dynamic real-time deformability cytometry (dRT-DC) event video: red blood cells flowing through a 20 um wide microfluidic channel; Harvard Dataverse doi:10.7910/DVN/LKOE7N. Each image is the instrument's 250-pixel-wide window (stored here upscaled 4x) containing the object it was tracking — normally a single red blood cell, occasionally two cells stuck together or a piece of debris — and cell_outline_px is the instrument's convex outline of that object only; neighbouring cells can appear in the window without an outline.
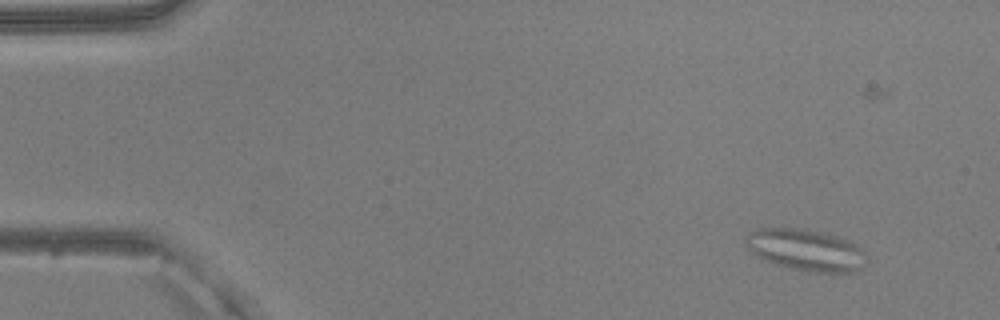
{"species": "common noctule bat (a hibernating species)", "species_latin": "Nyctalus noctula", "temperature_condition": "warm", "stored_images_in_passage": 53, "camera_frame_rate_fps": 3000, "um_per_image_px": 0.085, "animal": {"sex": "male", "body_mass_g": 20.5, "forearm_length_mm": 52.5}, "frame": {"image": 1, "passage_image": 6, "time_ms": 1.667, "image_size_px": [1000, 320], "cell_outline_px": [[868, 264], [864, 268], [856, 272], [808, 272], [760, 260], [748, 248], [744, 240], [748, 232], [760, 228], [800, 228], [820, 232], [836, 236], [860, 244], [868, 260]], "centroid_in_image_um": [68.54, 21.26], "position_along_channel_um": 16.5, "area_um2": 29.82}}
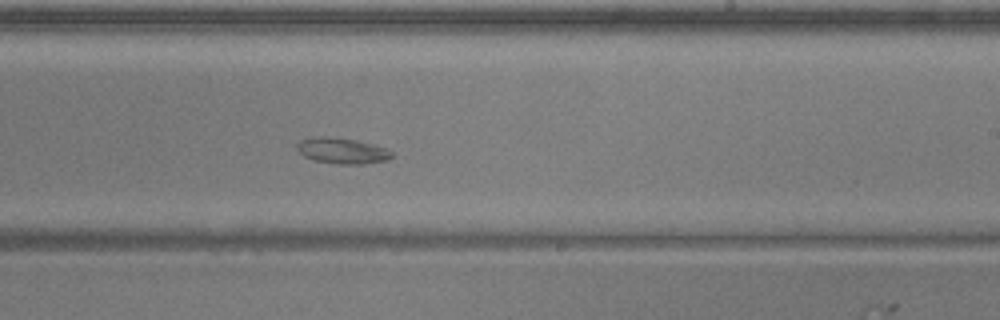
{"frame": {"image": 2, "passage_image": 33, "time_ms": 10.667, "image_size_px": [1000, 320], "cell_outline_px": [[392, 156], [388, 160], [364, 164], [340, 164], [316, 160], [304, 156], [296, 148], [296, 144], [300, 140], [320, 136], [328, 136], [356, 140], [372, 144], [384, 148], [392, 152]], "centroid_in_image_um": [29.08, 12.81], "position_along_channel_um": 259.9, "area_um2": 14.1}}
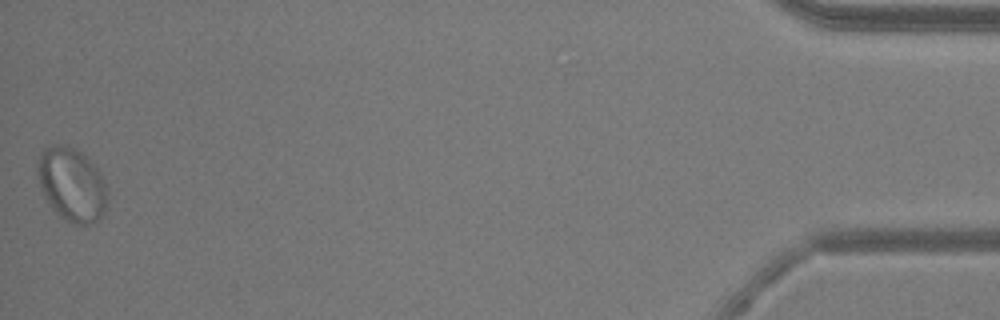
{"frame": {"image": 3, "passage_image": 53, "time_ms": 17.333, "image_size_px": [1000, 320], "cell_outline_px": [[104, 208], [100, 220], [88, 224], [76, 224], [60, 216], [52, 208], [44, 196], [36, 172], [36, 164], [44, 148], [52, 144], [68, 144], [76, 148], [96, 168], [104, 184]], "centroid_in_image_um": [6.03, 15.64], "position_along_channel_um": 429.2, "area_um2": 29.3}}